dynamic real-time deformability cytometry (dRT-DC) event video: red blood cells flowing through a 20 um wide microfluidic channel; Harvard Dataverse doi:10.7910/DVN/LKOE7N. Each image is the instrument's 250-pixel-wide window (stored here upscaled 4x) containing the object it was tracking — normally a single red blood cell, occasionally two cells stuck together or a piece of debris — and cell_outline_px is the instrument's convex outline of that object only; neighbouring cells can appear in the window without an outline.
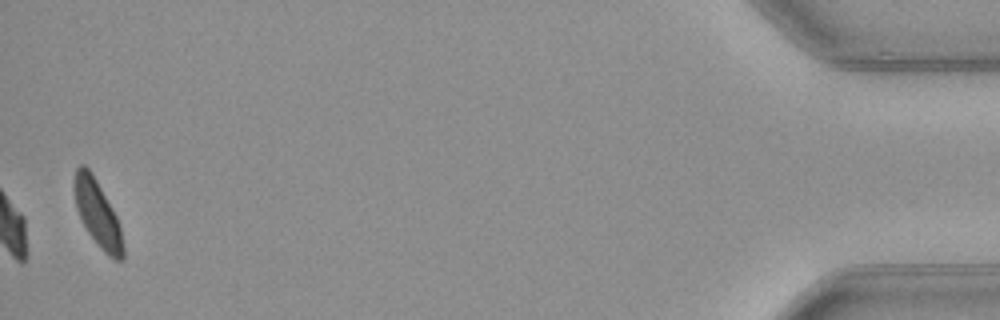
{"species": "common noctule bat (a hibernating species)", "species_latin": "Nyctalus noctula", "temperature_condition": "warm", "stored_images_in_passage": 36, "camera_frame_rate_fps": 3000, "um_per_image_px": 0.085, "animal": {"sex": "female", "body_mass_g": 21.9}, "frame": {"image": 1, "passage_image": 36, "time_ms": 11.667, "image_size_px": [1000, 320], "cell_outline_px": [[124, 260], [116, 260], [108, 256], [100, 248], [88, 232], [76, 208], [72, 188], [72, 184], [76, 168], [80, 164], [84, 164], [92, 172], [112, 208], [116, 216], [120, 228], [124, 244]], "centroid_in_image_um": [8.27, 18.13], "position_along_channel_um": 426.9, "area_um2": 18.96}}